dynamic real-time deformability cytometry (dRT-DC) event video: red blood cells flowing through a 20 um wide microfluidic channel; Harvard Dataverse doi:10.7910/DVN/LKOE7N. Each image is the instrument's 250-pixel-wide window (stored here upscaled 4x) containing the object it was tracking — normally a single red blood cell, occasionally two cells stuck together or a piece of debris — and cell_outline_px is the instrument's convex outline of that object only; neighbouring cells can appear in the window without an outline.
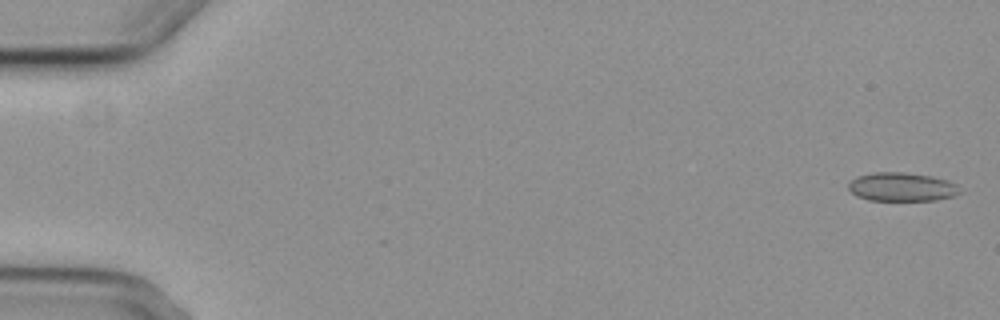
{"species": "common noctule bat (a hibernating species)", "species_latin": "Nyctalus noctula", "temperature_condition": "cold", "stored_images_in_passage": 6, "camera_frame_rate_fps": 3000, "um_per_image_px": 0.085, "animal": {"sex": "female", "body_mass_g": 29.2, "forearm_length_mm": 56.3}, "frame": {"image": 1, "passage_image": 1, "time_ms": 0.0, "image_size_px": [1000, 320], "cell_outline_px": [[960, 192], [956, 196], [936, 200], [868, 200], [856, 196], [848, 188], [848, 184], [856, 176], [872, 172], [904, 172], [932, 176], [948, 180], [956, 184]], "centroid_in_image_um": [76.65, 15.88], "position_along_channel_um": 8.4, "area_um2": 18.73}}
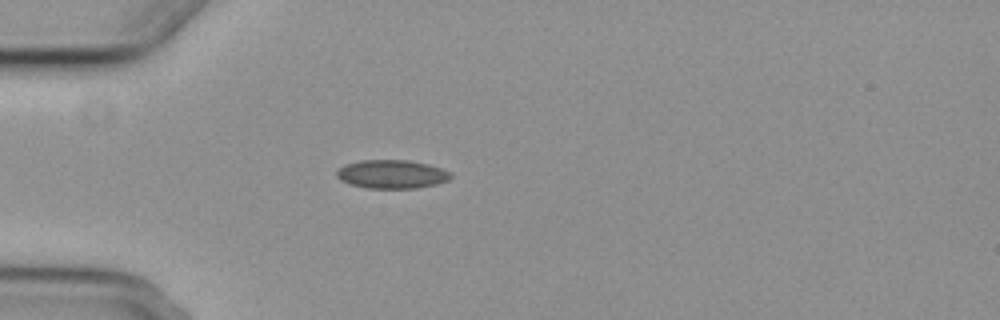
{"frame": {"image": 2, "passage_image": 5, "time_ms": 5.0, "image_size_px": [1000, 320], "cell_outline_px": [[452, 176], [448, 180], [436, 184], [416, 188], [368, 188], [352, 184], [340, 180], [336, 176], [336, 168], [344, 164], [360, 160], [408, 160], [428, 164], [452, 172]], "centroid_in_image_um": [33.28, 14.79], "position_along_channel_um": 51.7, "area_um2": 19.07}}